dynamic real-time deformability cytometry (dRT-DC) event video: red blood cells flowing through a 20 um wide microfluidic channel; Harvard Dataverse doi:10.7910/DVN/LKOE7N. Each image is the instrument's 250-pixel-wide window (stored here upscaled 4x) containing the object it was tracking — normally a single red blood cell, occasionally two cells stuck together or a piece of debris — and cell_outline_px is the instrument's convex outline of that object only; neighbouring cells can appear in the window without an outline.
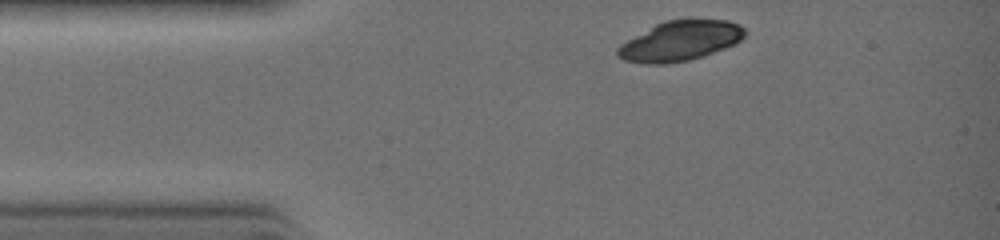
{"species": "common noctule bat (a hibernating species)", "species_latin": "Nyctalus noctula", "temperature_condition": "warm", "stored_images_in_passage": 13, "camera_frame_rate_fps": 3000, "um_per_image_px": 0.085, "animal": {"sex": "female", "body_mass_g": 19.0, "forearm_length_mm": 51.5}, "frame": {"image": 1, "passage_image": 1, "time_ms": 0.0, "image_size_px": [1000, 240], "cell_outline_px": [[748, 32], [736, 44], [704, 56], [688, 60], [668, 64], [644, 64], [624, 60], [616, 56], [616, 48], [620, 44], [656, 24], [664, 20], [688, 16], [692, 16], [728, 20], [740, 24]], "centroid_in_image_um": [57.86, 3.43], "position_along_channel_um": 27.1, "area_um2": 30.69}}